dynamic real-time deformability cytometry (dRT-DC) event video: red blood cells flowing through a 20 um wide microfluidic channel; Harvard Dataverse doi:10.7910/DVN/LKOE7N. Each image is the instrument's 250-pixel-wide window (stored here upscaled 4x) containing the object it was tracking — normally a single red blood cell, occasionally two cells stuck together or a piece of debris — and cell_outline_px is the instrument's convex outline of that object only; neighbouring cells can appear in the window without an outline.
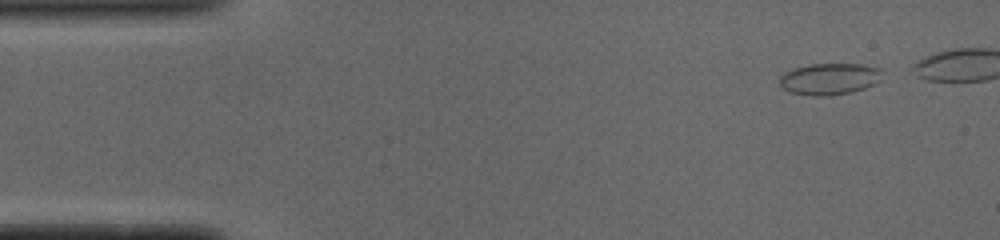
{"species": "common noctule bat (a hibernating species)", "species_latin": "Nyctalus noctula", "temperature_condition": "cold", "stored_images_in_passage": 39, "camera_frame_rate_fps": 3000, "um_per_image_px": 0.085, "animal": {"sex": "male", "body_mass_g": 19.0, "forearm_length_mm": 50.8}, "frame": {"image": 1, "passage_image": 2, "time_ms": 0.333, "image_size_px": [1000, 240], "cell_outline_px": [[884, 80], [864, 88], [852, 92], [824, 96], [812, 96], [788, 92], [780, 88], [780, 76], [784, 72], [792, 68], [808, 64], [860, 64], [880, 68]], "centroid_in_image_um": [70.49, 6.71], "position_along_channel_um": 14.5, "area_um2": 19.25}}
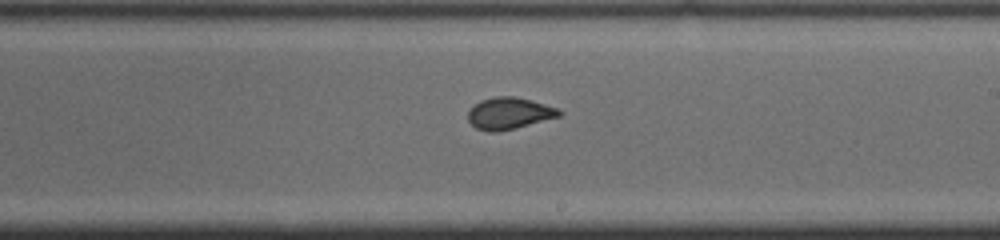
{"frame": {"image": 2, "passage_image": 27, "time_ms": 8.667, "image_size_px": [1000, 240], "cell_outline_px": [[564, 112], [560, 116], [496, 132], [488, 132], [476, 128], [468, 120], [468, 112], [472, 104], [480, 100], [496, 96], [516, 96], [532, 100], [560, 108]], "centroid_in_image_um": [43.27, 9.6], "position_along_channel_um": 245.7, "area_um2": 16.94}}
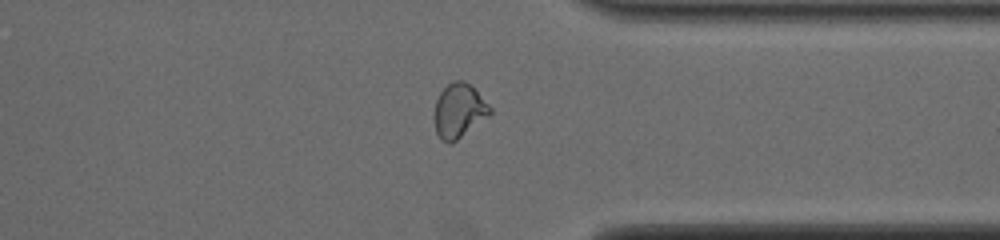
{"frame": {"image": 3, "passage_image": 37, "time_ms": 12.0, "image_size_px": [1000, 240], "cell_outline_px": [[492, 112], [488, 116], [456, 140], [448, 144], [440, 140], [436, 132], [436, 100], [440, 92], [448, 84], [456, 80], [464, 80], [492, 108]], "centroid_in_image_um": [39.01, 9.42], "position_along_channel_um": 372.4, "area_um2": 16.99}}